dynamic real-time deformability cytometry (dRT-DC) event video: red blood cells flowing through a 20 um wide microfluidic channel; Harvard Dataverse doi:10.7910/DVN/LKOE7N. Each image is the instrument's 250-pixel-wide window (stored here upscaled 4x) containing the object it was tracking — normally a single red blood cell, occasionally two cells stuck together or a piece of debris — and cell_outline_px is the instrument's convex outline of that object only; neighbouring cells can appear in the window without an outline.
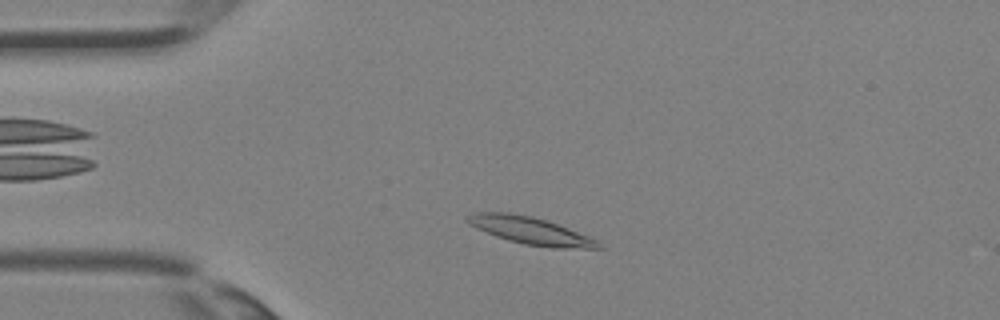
{"species": "Egyptian fruit bat (a non-hibernating species)", "species_latin": "Rousettus aegyptiacus", "temperature_condition": "room temperature", "stored_images_in_passage": 31, "camera_frame_rate_fps": 3000, "um_per_image_px": 0.085, "animal": {"sex": "female"}, "frame": {"image": 1, "passage_image": 4, "time_ms": 1.0, "image_size_px": [1000, 320], "cell_outline_px": [[604, 248], [552, 248], [524, 244], [508, 240], [496, 236], [476, 228], [468, 224], [464, 220], [464, 216], [472, 212], [508, 212], [532, 216], [548, 220], [588, 236], [596, 240]], "centroid_in_image_um": [45.02, 19.58], "position_along_channel_um": 40.0, "area_um2": 20.98}}
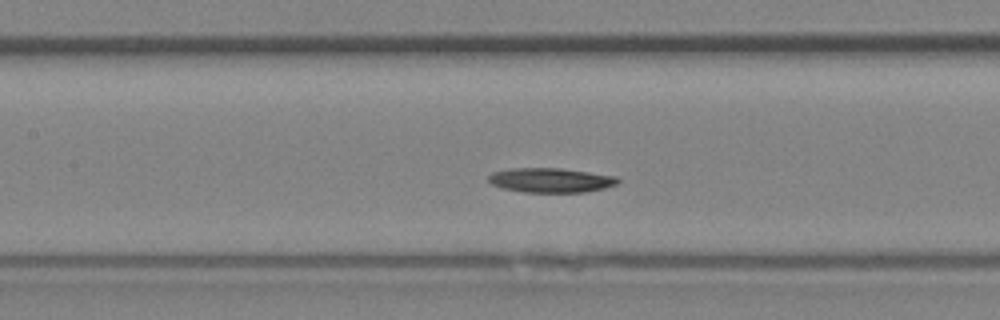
{"frame": {"image": 2, "passage_image": 12, "time_ms": 3.667, "image_size_px": [1000, 320], "cell_outline_px": [[620, 180], [616, 184], [604, 188], [584, 192], [524, 192], [504, 188], [492, 184], [488, 180], [488, 176], [492, 172], [512, 168], [560, 168], [616, 176]], "centroid_in_image_um": [46.8, 15.31], "position_along_channel_um": 160.6, "area_um2": 18.32}}
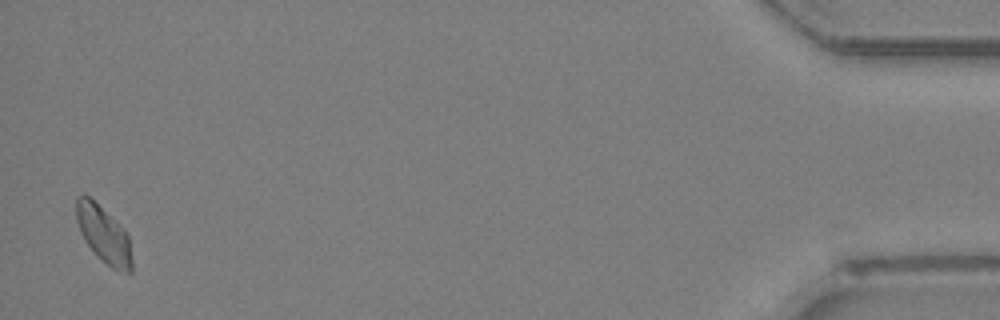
{"frame": {"image": 3, "passage_image": 31, "time_ms": 10.0, "image_size_px": [1000, 320], "cell_outline_px": [[132, 272], [120, 272], [112, 268], [96, 256], [84, 240], [80, 232], [76, 220], [76, 196], [84, 192], [124, 228], [128, 236], [132, 260]], "centroid_in_image_um": [8.79, 19.93], "position_along_channel_um": 426.4, "area_um2": 18.55}}